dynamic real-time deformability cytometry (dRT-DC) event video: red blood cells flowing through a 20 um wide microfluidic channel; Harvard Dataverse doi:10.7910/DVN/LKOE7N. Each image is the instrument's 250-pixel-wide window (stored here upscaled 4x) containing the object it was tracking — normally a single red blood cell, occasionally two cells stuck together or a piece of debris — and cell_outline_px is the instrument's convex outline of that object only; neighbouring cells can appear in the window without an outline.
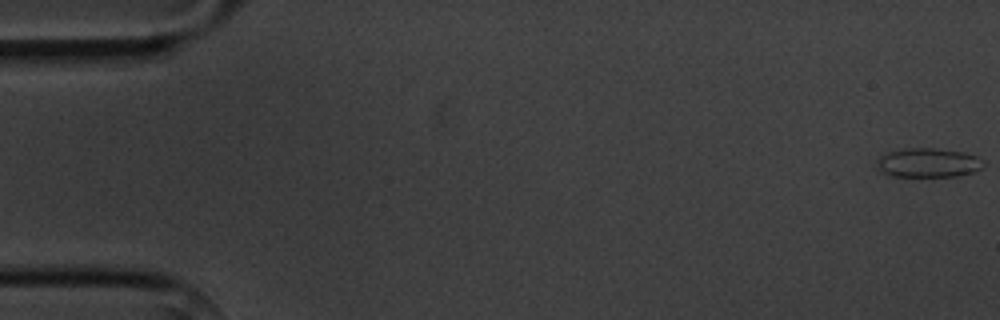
{"species": "common noctule bat (a hibernating species)", "species_latin": "Nyctalus noctula", "temperature_condition": "cold", "stored_images_in_passage": 7, "camera_frame_rate_fps": 3000, "um_per_image_px": 0.085, "animal": {"sex": "male", "body_mass_g": 20.1, "forearm_length_mm": 53.5}, "frame": {"image": 1, "passage_image": 1, "time_ms": 0.0, "image_size_px": [1000, 320], "cell_outline_px": [[984, 168], [972, 172], [956, 176], [892, 176], [876, 168], [876, 160], [880, 156], [888, 152], [904, 148], [936, 148], [964, 152], [976, 156], [984, 160]], "centroid_in_image_um": [78.9, 13.82], "position_along_channel_um": 6.1, "area_um2": 18.26}}
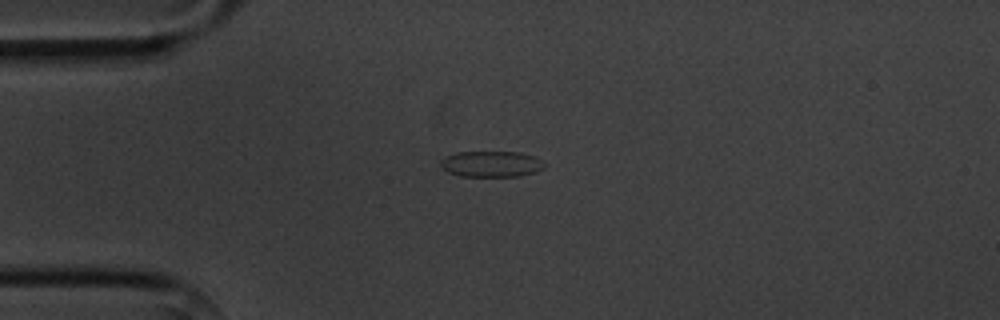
{"frame": {"image": 2, "passage_image": 5, "time_ms": 4.333, "image_size_px": [1000, 320], "cell_outline_px": [[548, 164], [544, 168], [536, 172], [520, 176], [460, 176], [448, 172], [440, 164], [440, 160], [444, 156], [456, 152], [520, 152], [536, 156]], "centroid_in_image_um": [41.81, 13.93], "position_along_channel_um": 43.2, "area_um2": 15.95}}
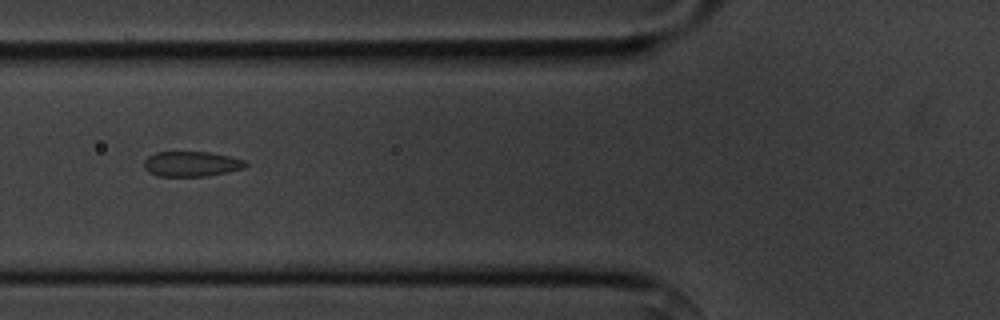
{"frame": {"image": 3, "passage_image": 7, "time_ms": 6.667, "image_size_px": [1000, 320], "cell_outline_px": [[248, 164], [244, 168], [228, 172], [208, 176], [156, 176], [148, 172], [144, 168], [144, 160], [148, 156], [156, 152], [208, 152], [228, 156], [244, 160]], "centroid_in_image_um": [16.25, 13.94], "position_along_channel_um": 109.6, "area_um2": 14.91}}